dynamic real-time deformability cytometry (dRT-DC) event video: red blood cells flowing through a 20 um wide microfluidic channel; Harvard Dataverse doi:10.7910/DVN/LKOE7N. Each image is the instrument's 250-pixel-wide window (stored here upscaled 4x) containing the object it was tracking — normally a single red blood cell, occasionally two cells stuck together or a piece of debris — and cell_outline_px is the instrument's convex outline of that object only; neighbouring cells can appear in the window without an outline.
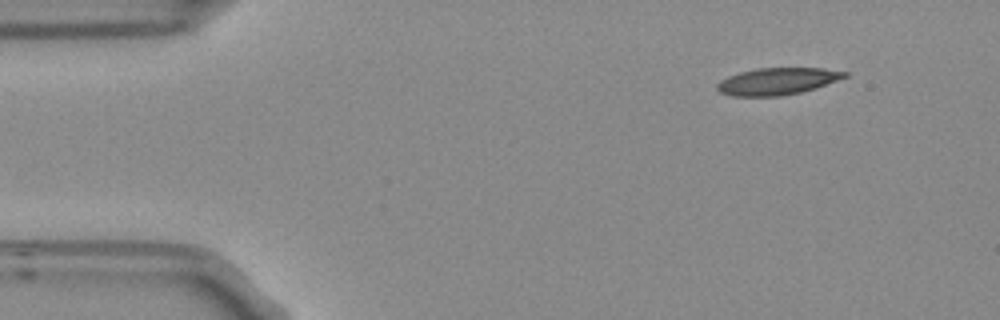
{"species": "Egyptian fruit bat (a non-hibernating species)", "species_latin": "Rousettus aegyptiacus", "temperature_condition": "room temperature", "stored_images_in_passage": 4, "camera_frame_rate_fps": 3000, "um_per_image_px": 0.085, "frame": {"image": 1, "passage_image": 1, "time_ms": 0.0, "image_size_px": [1000, 320], "cell_outline_px": [[848, 76], [816, 88], [800, 92], [780, 96], [732, 96], [720, 92], [716, 88], [716, 84], [720, 80], [728, 76], [740, 72], [756, 68], [824, 68], [848, 72]], "centroid_in_image_um": [66.06, 6.9], "position_along_channel_um": 18.9, "area_um2": 20.06}}
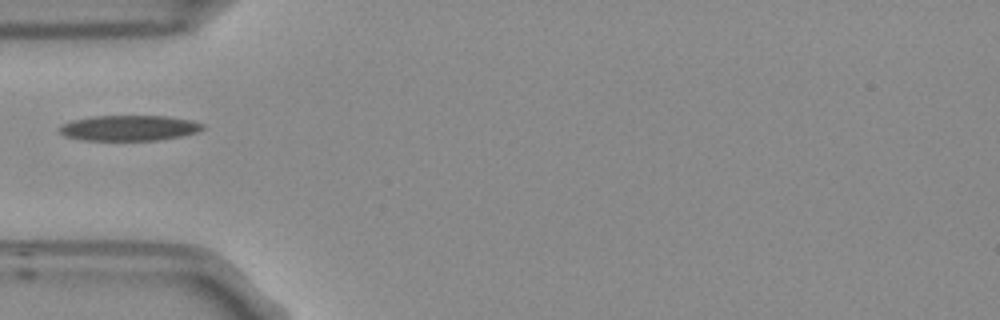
{"frame": {"image": 2, "passage_image": 4, "time_ms": 1.0, "image_size_px": [1000, 320], "cell_outline_px": [[204, 128], [196, 132], [180, 136], [156, 140], [84, 140], [64, 136], [60, 132], [60, 124], [72, 120], [92, 116], [168, 116], [192, 120], [204, 124]], "centroid_in_image_um": [10.96, 10.87], "position_along_channel_um": 74.0, "area_um2": 21.21}}